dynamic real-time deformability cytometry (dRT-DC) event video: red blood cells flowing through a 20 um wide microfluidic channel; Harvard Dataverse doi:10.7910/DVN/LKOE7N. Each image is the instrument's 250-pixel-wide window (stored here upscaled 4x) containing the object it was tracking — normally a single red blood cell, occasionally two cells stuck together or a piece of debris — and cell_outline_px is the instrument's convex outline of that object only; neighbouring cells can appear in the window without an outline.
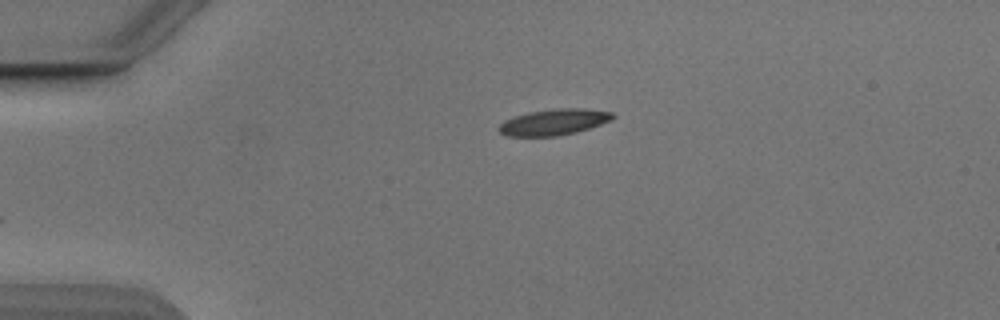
{"species": "Egyptian fruit bat (a non-hibernating species)", "species_latin": "Rousettus aegyptiacus", "temperature_condition": "cold", "stored_images_in_passage": 42, "camera_frame_rate_fps": 3000, "um_per_image_px": 0.085, "animal": {"sex": "male"}, "frame": {"image": 1, "passage_image": 1, "time_ms": 0.0, "image_size_px": [1000, 320], "cell_outline_px": [[616, 116], [612, 120], [576, 132], [556, 136], [504, 136], [500, 132], [500, 124], [504, 120], [512, 116], [528, 112], [556, 108], [584, 108], [612, 112]], "centroid_in_image_um": [47.07, 10.36], "position_along_channel_um": 37.9, "area_um2": 17.34}}
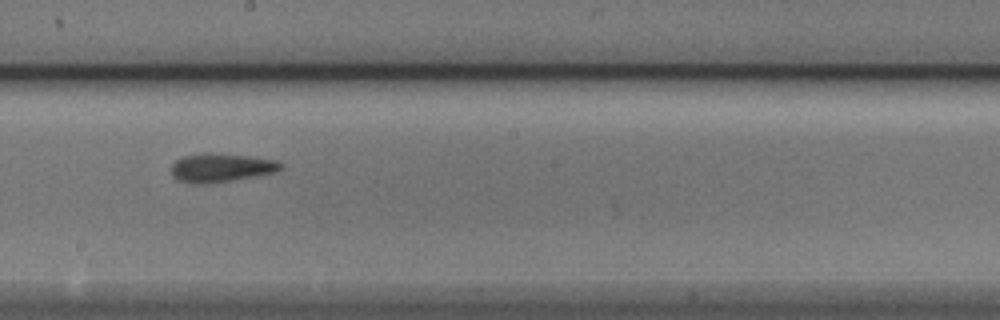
{"frame": {"image": 2, "passage_image": 19, "time_ms": 6.0, "image_size_px": [1000, 320], "cell_outline_px": [[284, 164], [276, 172], [256, 176], [232, 180], [204, 184], [192, 184], [176, 180], [172, 176], [172, 164], [176, 160], [184, 156], [204, 152], [220, 152], [252, 156], [280, 160]], "centroid_in_image_um": [18.81, 14.23], "position_along_channel_um": 229.4, "area_um2": 18.79}}
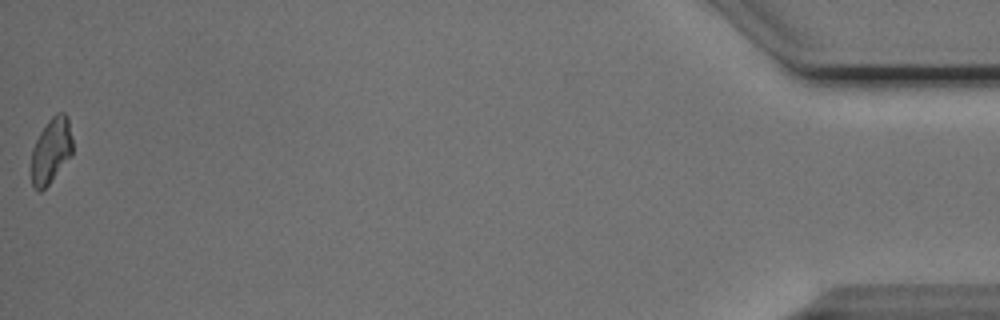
{"frame": {"image": 3, "passage_image": 42, "time_ms": 13.667, "image_size_px": [1000, 320], "cell_outline_px": [[72, 156], [48, 184], [40, 192], [36, 192], [32, 184], [32, 148], [40, 132], [48, 120], [56, 112], [64, 112], [68, 116], [72, 140]], "centroid_in_image_um": [4.35, 12.78], "position_along_channel_um": 430.8, "area_um2": 15.78}, "authors_computed_cell_mechanics": {"area_um2": 17.2533, "velocity_mm_per_s": 3.8724, "shape_relaxation_time_tau1_ms": null, "shape_relaxation_time_tau2_ms": 5.9572, "deformation_change_tau1": null, "deformation_change_tau2": 0.1326}}